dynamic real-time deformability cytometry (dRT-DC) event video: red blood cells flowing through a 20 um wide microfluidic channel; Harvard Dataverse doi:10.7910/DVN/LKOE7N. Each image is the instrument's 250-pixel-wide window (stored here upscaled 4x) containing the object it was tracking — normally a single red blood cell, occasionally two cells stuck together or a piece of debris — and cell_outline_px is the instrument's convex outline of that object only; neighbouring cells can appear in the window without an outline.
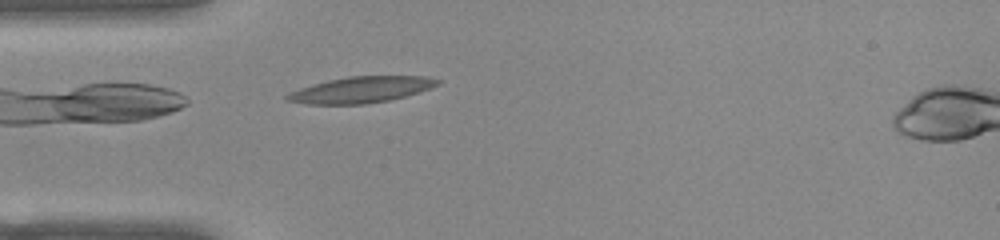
{"species": "common noctule bat (a hibernating species)", "species_latin": "Nyctalus noctula", "temperature_condition": "warm", "stored_images_in_passage": 39, "camera_frame_rate_fps": 3000, "um_per_image_px": 0.085, "animal": {"sex": "female", "body_mass_g": 22.0, "forearm_length_mm": 56.7}, "frame": {"image": 1, "passage_image": 1, "time_ms": 0.0, "image_size_px": [1000, 240], "cell_outline_px": [[440, 84], [420, 92], [388, 100], [364, 104], [308, 104], [288, 100], [284, 96], [300, 88], [328, 80], [348, 76], [424, 76], [440, 80]], "centroid_in_image_um": [30.72, 7.62], "position_along_channel_um": 54.3, "area_um2": 22.6}}
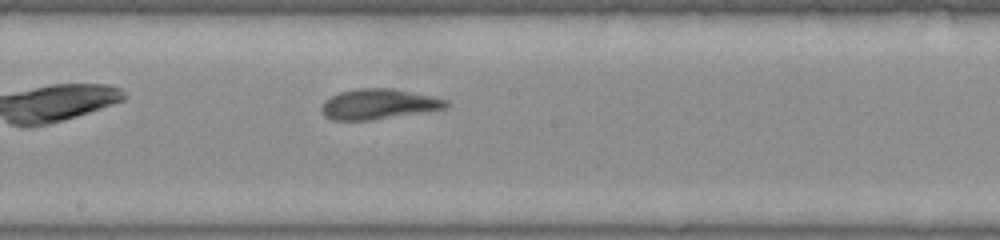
{"frame": {"image": 2, "passage_image": 14, "time_ms": 4.333, "image_size_px": [1000, 240], "cell_outline_px": [[448, 104], [444, 108], [372, 120], [332, 120], [324, 116], [320, 112], [320, 108], [324, 100], [340, 92], [356, 88], [392, 88], [432, 96], [448, 100]], "centroid_in_image_um": [32.1, 8.84], "position_along_channel_um": 216.1, "area_um2": 21.85}}
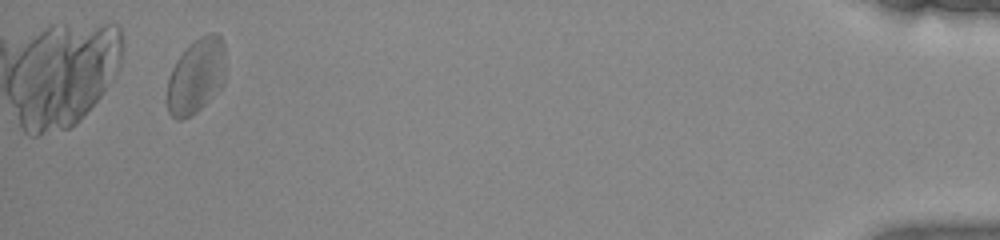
{"frame": {"image": 3, "passage_image": 36, "time_ms": 11.667, "image_size_px": [1000, 240], "cell_outline_px": [[224, 84], [192, 116], [180, 120], [176, 120], [168, 112], [168, 80], [172, 68], [176, 60], [200, 36], [208, 32], [216, 32], [220, 36], [224, 44]], "centroid_in_image_um": [16.68, 6.47], "position_along_channel_um": 418.5, "area_um2": 25.26}, "authors_computed_cell_mechanics": {"area_um2": 22.0796, "velocity_mm_per_s": 3.8609, "shape_relaxation_time_tau1_ms": 4.938, "shape_relaxation_time_tau2_ms": 2.1066, "deformation_change_tau1": 0.186, "deformation_change_tau2": 0.0963}}